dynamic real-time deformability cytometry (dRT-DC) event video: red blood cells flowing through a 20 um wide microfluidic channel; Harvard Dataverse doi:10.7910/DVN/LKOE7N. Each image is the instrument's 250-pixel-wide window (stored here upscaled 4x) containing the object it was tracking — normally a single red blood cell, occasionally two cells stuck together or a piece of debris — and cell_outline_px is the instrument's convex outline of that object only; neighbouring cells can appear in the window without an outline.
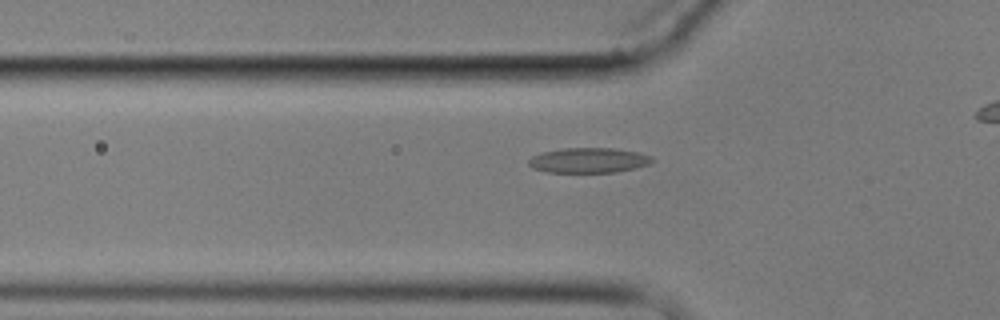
{"species": "common noctule bat (a hibernating species)", "species_latin": "Nyctalus noctula", "temperature_condition": "cold", "stored_images_in_passage": 2, "camera_frame_rate_fps": 3000, "um_per_image_px": 0.085, "animal": {"sex": "male", "body_mass_g": 17.9}, "frame": {"image": 1, "passage_image": 2, "time_ms": 2.0, "image_size_px": [1000, 320], "cell_outline_px": [[656, 160], [648, 164], [636, 168], [616, 172], [544, 172], [532, 168], [528, 164], [528, 160], [532, 156], [544, 152], [564, 148], [612, 148], [640, 152], [652, 156]], "centroid_in_image_um": [50.06, 13.63], "position_along_channel_um": 75.7, "area_um2": 18.15}}